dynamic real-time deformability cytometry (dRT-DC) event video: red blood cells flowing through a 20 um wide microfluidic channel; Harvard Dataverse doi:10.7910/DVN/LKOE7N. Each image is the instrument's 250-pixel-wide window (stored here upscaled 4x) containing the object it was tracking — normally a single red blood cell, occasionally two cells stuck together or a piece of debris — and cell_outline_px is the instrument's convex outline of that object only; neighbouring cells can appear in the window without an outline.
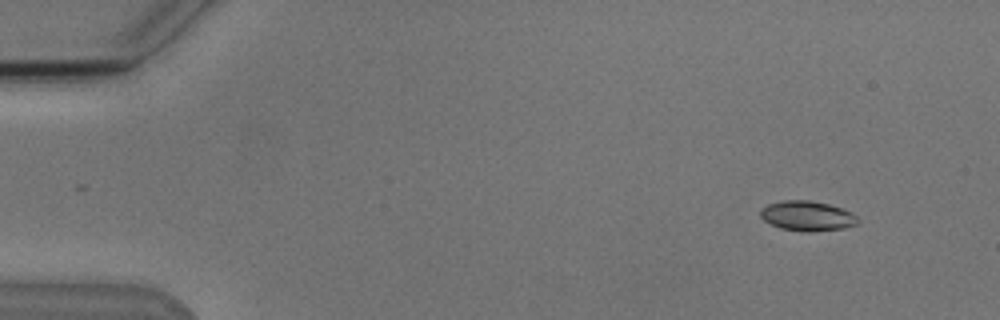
{"species": "Egyptian fruit bat (a non-hibernating species)", "species_latin": "Rousettus aegyptiacus", "temperature_condition": "cold", "stored_images_in_passage": 5, "camera_frame_rate_fps": 3000, "um_per_image_px": 0.085, "animal": {"sex": "male"}, "frame": {"image": 1, "passage_image": 2, "time_ms": 1.0, "image_size_px": [1000, 320], "cell_outline_px": [[860, 220], [856, 224], [844, 228], [780, 228], [764, 220], [760, 216], [760, 208], [768, 204], [780, 200], [808, 200], [828, 204], [852, 212]], "centroid_in_image_um": [68.58, 18.28], "position_along_channel_um": 16.4, "area_um2": 16.01}}
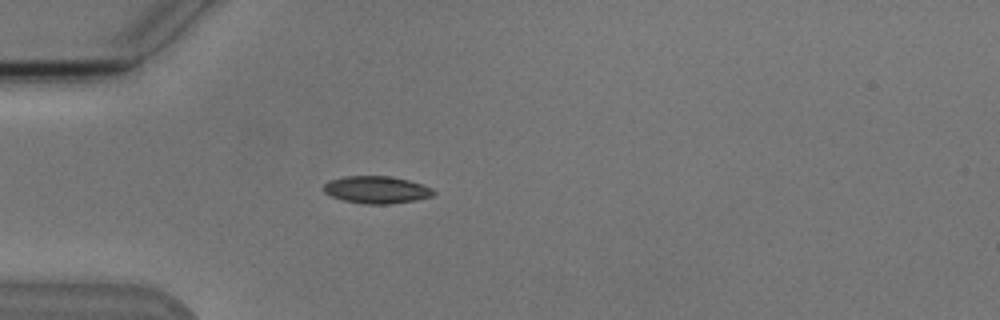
{"frame": {"image": 2, "passage_image": 5, "time_ms": 4.667, "image_size_px": [1000, 320], "cell_outline_px": [[436, 192], [432, 196], [416, 200], [388, 204], [364, 204], [344, 200], [332, 196], [324, 192], [324, 184], [332, 180], [344, 176], [388, 176], [408, 180], [424, 184], [432, 188]], "centroid_in_image_um": [32.04, 16.13], "position_along_channel_um": 53.0, "area_um2": 17.4}}